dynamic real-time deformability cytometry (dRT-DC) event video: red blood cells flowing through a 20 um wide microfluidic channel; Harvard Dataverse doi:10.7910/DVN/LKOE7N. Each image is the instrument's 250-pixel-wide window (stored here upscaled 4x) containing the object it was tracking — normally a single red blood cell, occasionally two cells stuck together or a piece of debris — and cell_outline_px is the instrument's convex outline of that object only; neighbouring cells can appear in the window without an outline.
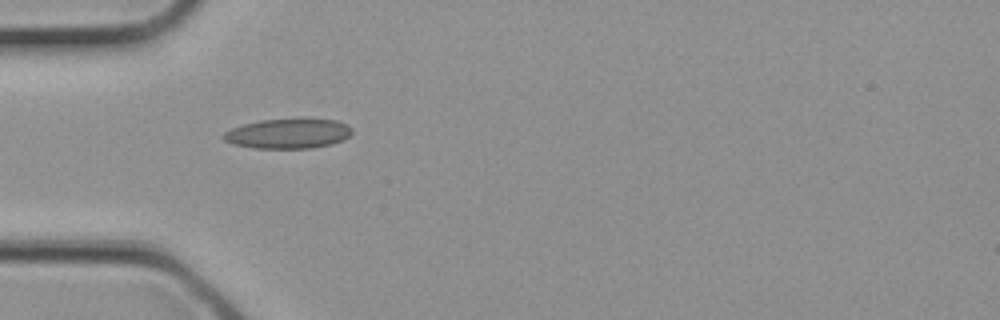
{"species": "common noctule bat (a hibernating species)", "species_latin": "Nyctalus noctula", "temperature_condition": "cold", "stored_images_in_passage": 1, "camera_frame_rate_fps": 3000, "um_per_image_px": 0.085, "animal": {"sex": "female", "body_mass_g": 21.9}, "frame": {"image": 1, "passage_image": 1, "time_ms": 0.0, "image_size_px": [1000, 320], "cell_outline_px": [[352, 132], [344, 140], [332, 144], [312, 148], [252, 148], [232, 144], [224, 140], [220, 136], [224, 132], [232, 128], [244, 124], [260, 120], [300, 116], [304, 116], [336, 120], [348, 124], [352, 128]], "centroid_in_image_um": [24.52, 11.31], "position_along_channel_um": 60.5, "area_um2": 23.35}}